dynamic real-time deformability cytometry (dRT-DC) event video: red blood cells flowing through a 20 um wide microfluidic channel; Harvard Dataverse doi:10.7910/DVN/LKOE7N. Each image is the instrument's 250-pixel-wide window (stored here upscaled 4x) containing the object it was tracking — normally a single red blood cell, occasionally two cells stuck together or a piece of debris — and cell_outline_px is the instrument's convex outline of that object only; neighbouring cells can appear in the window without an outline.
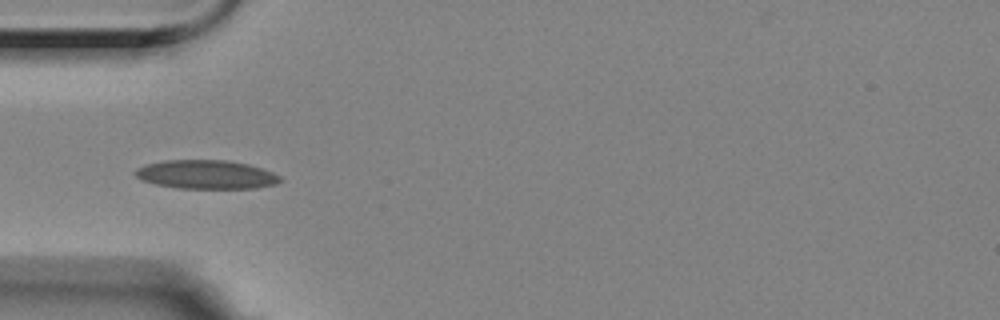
{"species": "Egyptian fruit bat (a non-hibernating species)", "species_latin": "Rousettus aegyptiacus", "temperature_condition": "room temperature", "stored_images_in_passage": 10, "camera_frame_rate_fps": 3000, "um_per_image_px": 0.085, "animal": {"sex": "female"}, "frame": {"image": 1, "passage_image": 1, "time_ms": 0.0, "image_size_px": [1000, 320], "cell_outline_px": [[284, 180], [276, 184], [256, 188], [176, 188], [156, 184], [140, 180], [132, 172], [136, 168], [144, 164], [164, 160], [228, 160], [248, 164], [272, 172], [280, 176]], "centroid_in_image_um": [17.49, 14.83], "position_along_channel_um": 67.5, "area_um2": 24.51}}
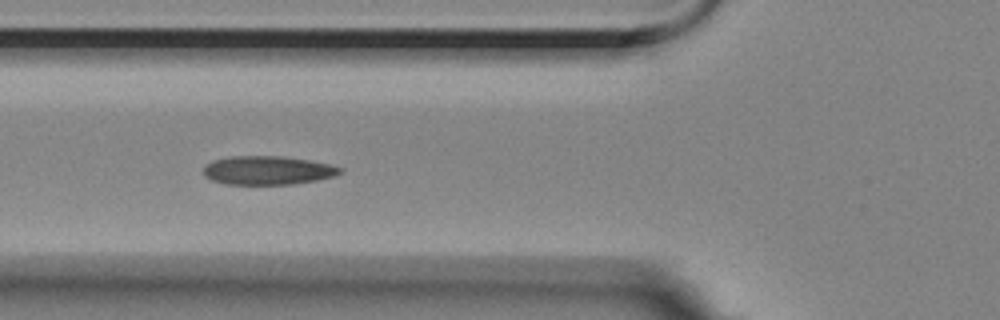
{"frame": {"image": 2, "passage_image": 4, "time_ms": 1.0, "image_size_px": [1000, 320], "cell_outline_px": [[344, 168], [340, 172], [332, 176], [316, 180], [292, 184], [224, 184], [212, 180], [204, 176], [204, 168], [212, 160], [232, 156], [284, 156], [308, 160], [328, 164]], "centroid_in_image_um": [22.72, 14.47], "position_along_channel_um": 103.1, "area_um2": 22.66}}
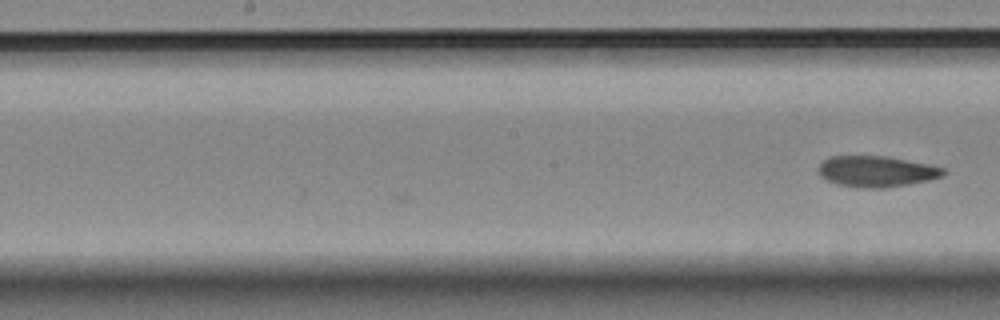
{"frame": {"image": 3, "passage_image": 10, "time_ms": 3.0, "image_size_px": [1000, 320], "cell_outline_px": [[948, 172], [944, 176], [928, 180], [908, 184], [884, 188], [860, 188], [836, 184], [824, 180], [820, 176], [816, 168], [828, 156], [884, 156], [944, 168]], "centroid_in_image_um": [74.43, 14.58], "position_along_channel_um": 173.8, "area_um2": 22.6}}